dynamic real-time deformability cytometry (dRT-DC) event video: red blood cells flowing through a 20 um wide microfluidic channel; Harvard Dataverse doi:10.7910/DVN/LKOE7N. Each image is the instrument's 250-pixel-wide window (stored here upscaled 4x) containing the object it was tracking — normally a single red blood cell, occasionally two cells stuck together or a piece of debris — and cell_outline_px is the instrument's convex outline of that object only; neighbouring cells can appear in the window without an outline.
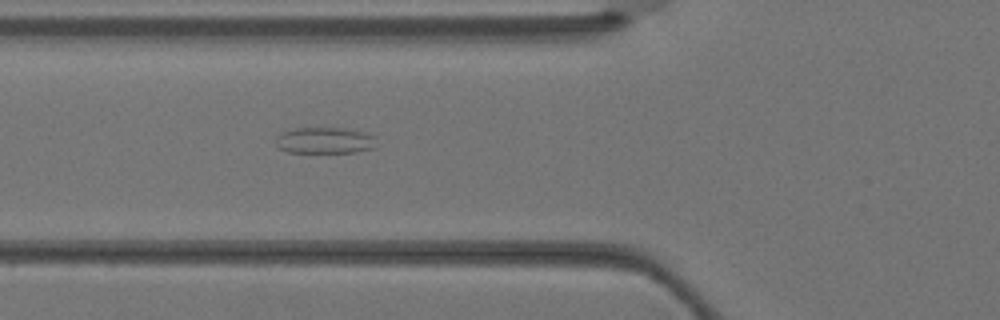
{"species": "Egyptian fruit bat (a non-hibernating species)", "species_latin": "Rousettus aegyptiacus", "temperature_condition": "warm", "stored_images_in_passage": 5, "camera_frame_rate_fps": 3000, "um_per_image_px": 0.085, "animal": {"sex": "female"}, "frame": {"image": 1, "passage_image": 5, "time_ms": 1.333, "image_size_px": [1000, 320], "cell_outline_px": [[376, 148], [356, 152], [288, 152], [280, 148], [276, 144], [276, 136], [280, 132], [292, 128], [344, 128], [368, 132], [376, 136]], "centroid_in_image_um": [27.65, 11.92], "position_along_channel_um": 98.2, "area_um2": 15.72}}